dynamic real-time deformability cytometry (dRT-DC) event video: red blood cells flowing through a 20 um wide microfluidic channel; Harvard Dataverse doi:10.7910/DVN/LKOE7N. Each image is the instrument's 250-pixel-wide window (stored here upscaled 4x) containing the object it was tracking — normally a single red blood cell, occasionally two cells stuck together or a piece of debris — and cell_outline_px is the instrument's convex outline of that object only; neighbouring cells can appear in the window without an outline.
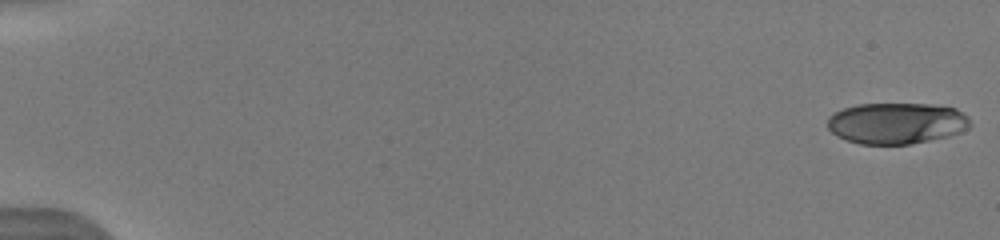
{"species": "human", "species_latin": "Homo sapiens", "temperature_condition": "warm", "stored_images_in_passage": 38, "camera_frame_rate_fps": 3000, "um_per_image_px": 0.085, "donor": {"sex": "male"}, "frame": {"image": 1, "passage_image": 1, "time_ms": 0.0, "image_size_px": [1000, 240], "cell_outline_px": [[972, 124], [968, 128], [960, 132], [948, 136], [908, 144], [860, 144], [836, 136], [828, 128], [828, 116], [844, 108], [856, 104], [928, 104], [956, 108], [968, 116]], "centroid_in_image_um": [76.21, 10.47], "position_along_channel_um": 8.8, "area_um2": 34.22}}
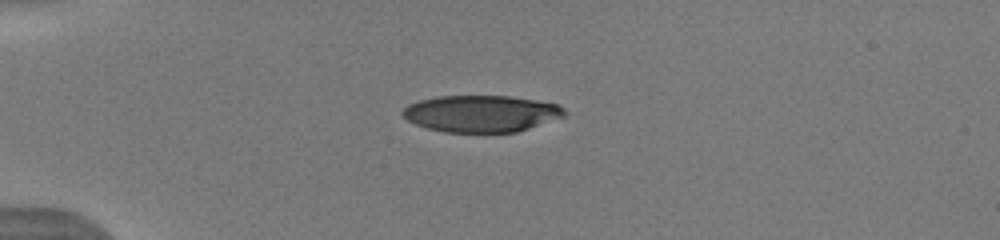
{"frame": {"image": 2, "passage_image": 9, "time_ms": 4.333, "image_size_px": [1000, 240], "cell_outline_px": [[568, 112], [564, 116], [516, 132], [444, 132], [428, 128], [416, 124], [408, 120], [400, 112], [408, 104], [420, 100], [436, 96], [508, 96], [536, 100], [560, 104]], "centroid_in_image_um": [40.91, 9.65], "position_along_channel_um": 44.1, "area_um2": 34.56}}
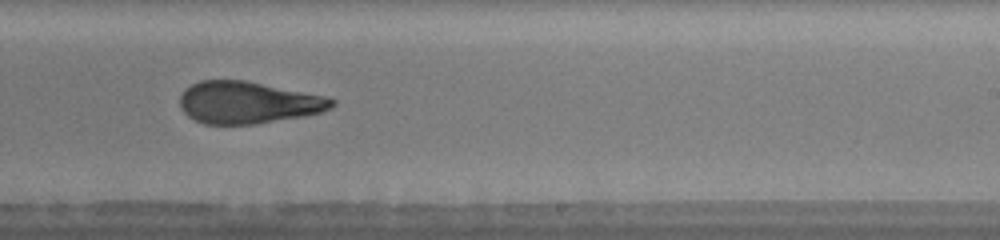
{"frame": {"image": 3, "passage_image": 22, "time_ms": 10.667, "image_size_px": [1000, 240], "cell_outline_px": [[336, 104], [332, 108], [320, 112], [304, 116], [252, 124], [204, 124], [188, 116], [180, 108], [180, 96], [184, 88], [200, 80], [244, 80], [332, 96], [336, 100]], "centroid_in_image_um": [21.13, 8.7], "position_along_channel_um": 267.9, "area_um2": 37.63}, "authors_computed_cell_mechanics": {"area_um2": 37.4544, "velocity_mm_per_s": 4.1401, "shape_relaxation_time_tau1_ms": 6.6029, "shape_relaxation_time_tau2_ms": 1.8707, "deformation_change_tau1": 0.238, "deformation_change_tau2": 0.1056}}